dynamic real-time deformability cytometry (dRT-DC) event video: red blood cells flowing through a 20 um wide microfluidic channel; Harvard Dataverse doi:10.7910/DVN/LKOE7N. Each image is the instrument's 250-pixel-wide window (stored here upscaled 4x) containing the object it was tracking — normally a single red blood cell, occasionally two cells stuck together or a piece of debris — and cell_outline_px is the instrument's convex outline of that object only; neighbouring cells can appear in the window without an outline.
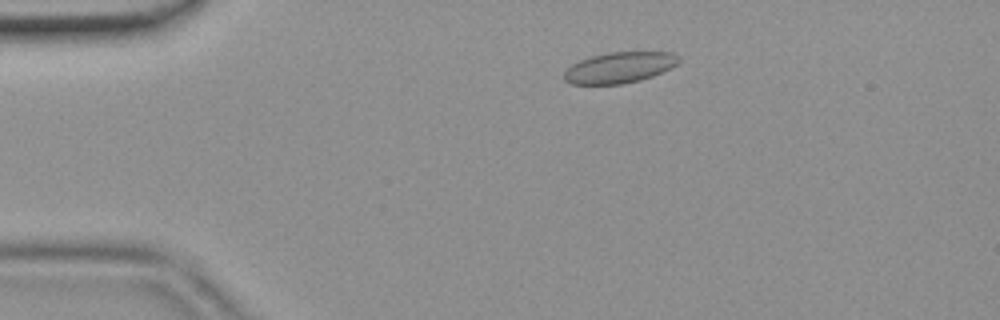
{"species": "common noctule bat (a hibernating species)", "species_latin": "Nyctalus noctula", "temperature_condition": "room temperature", "stored_images_in_passage": 45, "camera_frame_rate_fps": 3000, "um_per_image_px": 0.085, "animal": {"sex": "female", "body_mass_g": 19.9}, "frame": {"image": 1, "passage_image": 6, "time_ms": 1.667, "image_size_px": [1000, 320], "cell_outline_px": [[680, 60], [672, 68], [652, 76], [640, 80], [624, 84], [572, 84], [564, 80], [564, 72], [572, 64], [580, 60], [592, 56], [608, 52], [672, 52]], "centroid_in_image_um": [52.65, 5.74], "position_along_channel_um": 32.4, "area_um2": 20.58}}
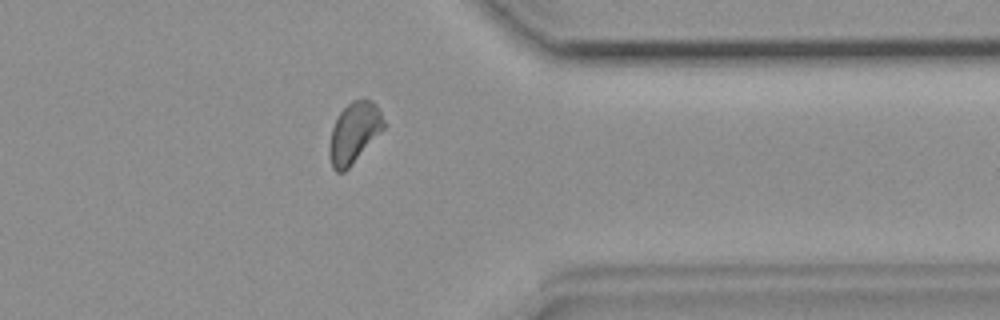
{"frame": {"image": 2, "passage_image": 35, "time_ms": 11.333, "image_size_px": [1000, 320], "cell_outline_px": [[388, 124], [348, 168], [344, 172], [336, 172], [332, 168], [328, 156], [328, 144], [332, 128], [340, 112], [352, 100], [372, 100], [376, 104]], "centroid_in_image_um": [30.09, 11.29], "position_along_channel_um": 381.3, "area_um2": 19.31}}
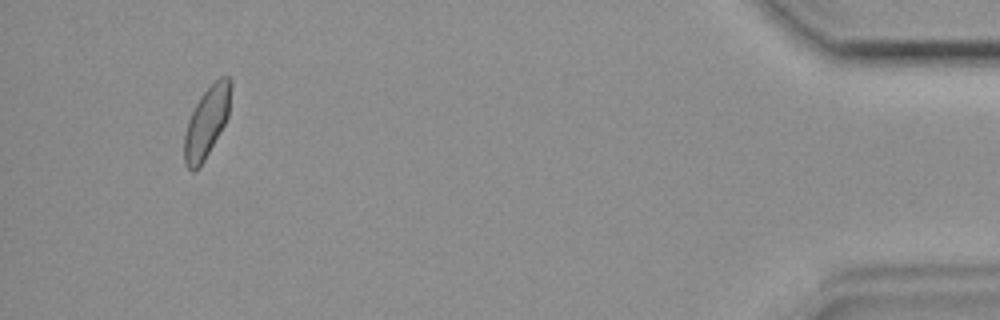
{"frame": {"image": 3, "passage_image": 42, "time_ms": 13.667, "image_size_px": [1000, 320], "cell_outline_px": [[232, 84], [228, 116], [224, 124], [200, 168], [196, 172], [192, 172], [184, 164], [184, 136], [188, 120], [200, 96], [220, 76], [228, 76], [232, 80]], "centroid_in_image_um": [17.56, 10.4], "position_along_channel_um": 417.6, "area_um2": 19.13}}